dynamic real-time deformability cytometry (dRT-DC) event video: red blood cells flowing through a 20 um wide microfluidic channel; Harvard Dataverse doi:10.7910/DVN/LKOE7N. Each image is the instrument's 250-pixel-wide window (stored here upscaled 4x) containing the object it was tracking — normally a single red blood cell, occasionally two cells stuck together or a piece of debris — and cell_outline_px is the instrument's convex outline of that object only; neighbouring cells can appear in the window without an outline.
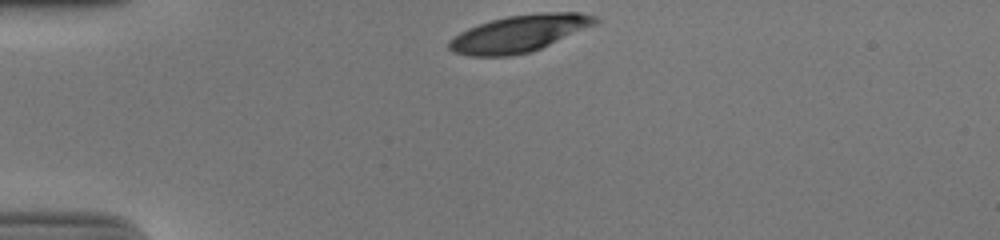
{"species": "human", "species_latin": "Homo sapiens", "temperature_condition": "cold", "stored_images_in_passage": 30, "camera_frame_rate_fps": 3000, "um_per_image_px": 0.085, "donor": {"sex": "male"}, "frame": {"image": 1, "passage_image": 1, "time_ms": 0.0, "image_size_px": [1000, 240], "cell_outline_px": [[600, 20], [596, 24], [532, 52], [512, 56], [468, 56], [452, 52], [448, 48], [448, 40], [460, 32], [468, 28], [492, 20], [508, 16], [540, 12], [580, 12], [596, 16]], "centroid_in_image_um": [44.13, 2.85], "position_along_channel_um": 40.9, "area_um2": 31.56}}
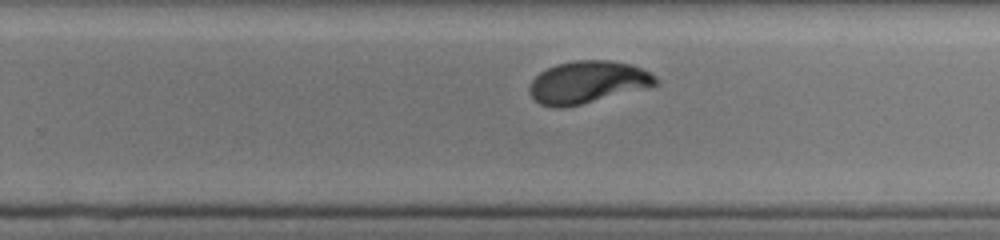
{"frame": {"image": 2, "passage_image": 23, "time_ms": 7.333, "image_size_px": [1000, 240], "cell_outline_px": [[660, 84], [564, 108], [552, 108], [540, 104], [528, 92], [528, 88], [532, 80], [540, 72], [556, 64], [576, 60], [608, 60], [632, 64], [656, 76], [660, 80]], "centroid_in_image_um": [49.93, 6.98], "position_along_channel_um": 279.9, "area_um2": 30.98}}
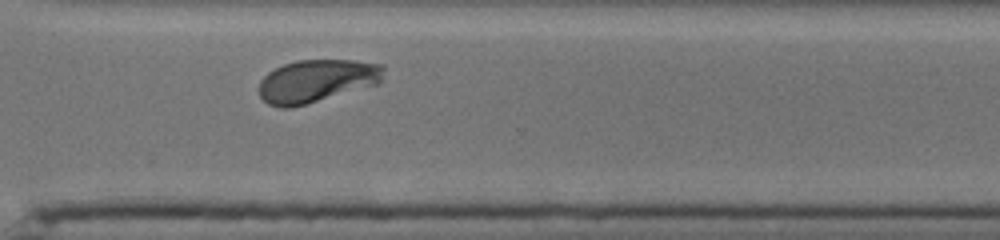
{"frame": {"image": 3, "passage_image": 28, "time_ms": 9.0, "image_size_px": [1000, 240], "cell_outline_px": [[384, 68], [380, 80], [376, 84], [292, 108], [280, 108], [268, 104], [260, 96], [260, 80], [268, 72], [284, 64], [296, 60], [352, 60], [384, 64]], "centroid_in_image_um": [26.89, 6.87], "position_along_channel_um": 343.7, "area_um2": 30.87}, "authors_computed_cell_mechanics": {"area_um2": 32.3102, "velocity_mm_per_s": 3.8018, "shape_relaxation_time_tau1_ms": 3.9316, "shape_relaxation_time_tau2_ms": null, "deformation_change_tau1": 0.2106, "deformation_change_tau2": null}}